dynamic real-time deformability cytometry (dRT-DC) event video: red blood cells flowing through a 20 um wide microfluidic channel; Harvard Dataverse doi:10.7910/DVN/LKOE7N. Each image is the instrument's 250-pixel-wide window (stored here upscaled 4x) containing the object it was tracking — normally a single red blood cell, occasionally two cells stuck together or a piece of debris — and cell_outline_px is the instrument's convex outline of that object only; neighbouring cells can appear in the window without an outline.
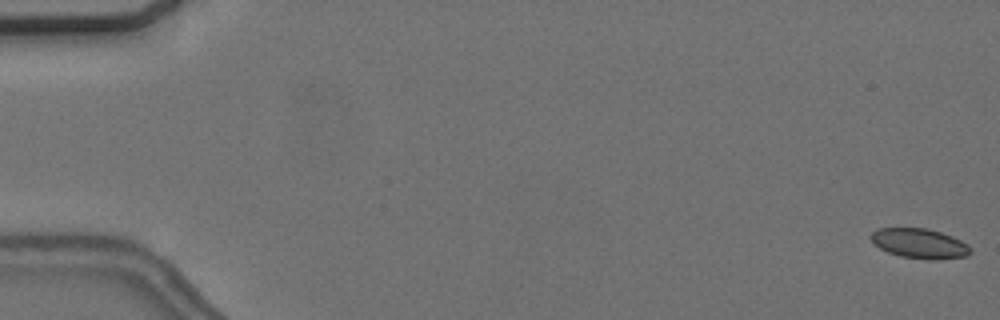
{"species": "common noctule bat (a hibernating species)", "species_latin": "Nyctalus noctula", "temperature_condition": "cold", "stored_images_in_passage": 12, "camera_frame_rate_fps": 3000, "um_per_image_px": 0.085, "animal": {"sex": "female", "body_mass_g": 24.6, "forearm_length_mm": 56.2}, "frame": {"image": 1, "passage_image": 1, "time_ms": 0.0, "image_size_px": [1000, 320], "cell_outline_px": [[972, 252], [968, 256], [936, 260], [928, 260], [900, 256], [888, 252], [872, 244], [868, 236], [872, 232], [880, 228], [924, 228], [940, 232], [952, 236], [968, 244], [972, 248]], "centroid_in_image_um": [78.16, 20.7], "position_along_channel_um": 6.8, "area_um2": 17.57}}